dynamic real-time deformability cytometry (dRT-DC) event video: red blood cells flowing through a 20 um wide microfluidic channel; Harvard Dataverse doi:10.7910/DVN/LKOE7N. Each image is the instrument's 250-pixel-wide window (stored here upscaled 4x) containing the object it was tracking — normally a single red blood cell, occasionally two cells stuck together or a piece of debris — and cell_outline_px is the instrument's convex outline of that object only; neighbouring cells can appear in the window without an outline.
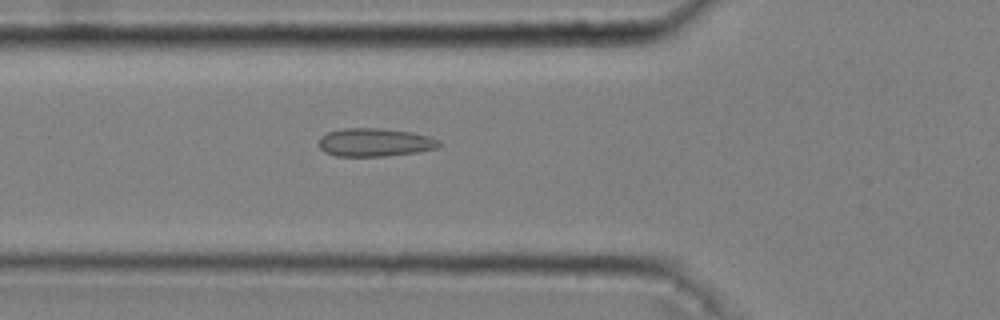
{"species": "common noctule bat (a hibernating species)", "species_latin": "Nyctalus noctula", "temperature_condition": "cold", "stored_images_in_passage": 39, "camera_frame_rate_fps": 3000, "um_per_image_px": 0.085, "animal": {"sex": "male", "body_mass_g": 20.4}, "frame": {"image": 1, "passage_image": 9, "time_ms": 2.667, "image_size_px": [1000, 320], "cell_outline_px": [[440, 144], [436, 148], [420, 152], [384, 156], [336, 156], [324, 152], [320, 148], [320, 136], [328, 132], [344, 128], [380, 128], [412, 132], [428, 136], [440, 140]], "centroid_in_image_um": [31.87, 12.1], "position_along_channel_um": 93.9, "area_um2": 19.83}}
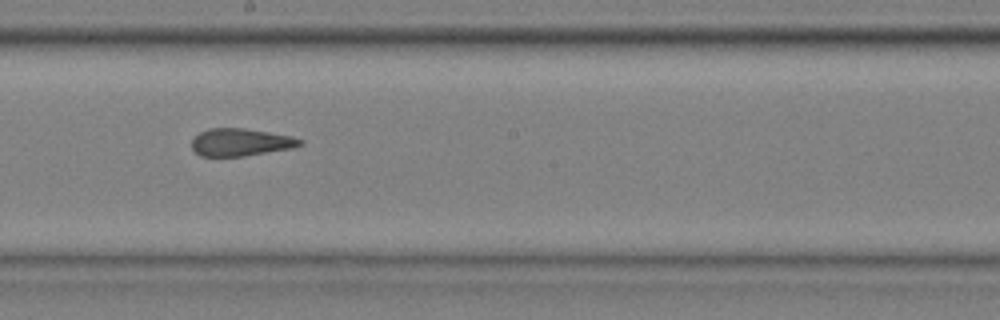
{"frame": {"image": 2, "passage_image": 20, "time_ms": 6.333, "image_size_px": [1000, 320], "cell_outline_px": [[304, 144], [292, 148], [244, 156], [200, 156], [192, 148], [192, 140], [200, 132], [208, 128], [244, 128], [292, 136], [304, 140]], "centroid_in_image_um": [20.48, 12.09], "position_along_channel_um": 227.7, "area_um2": 17.34}}
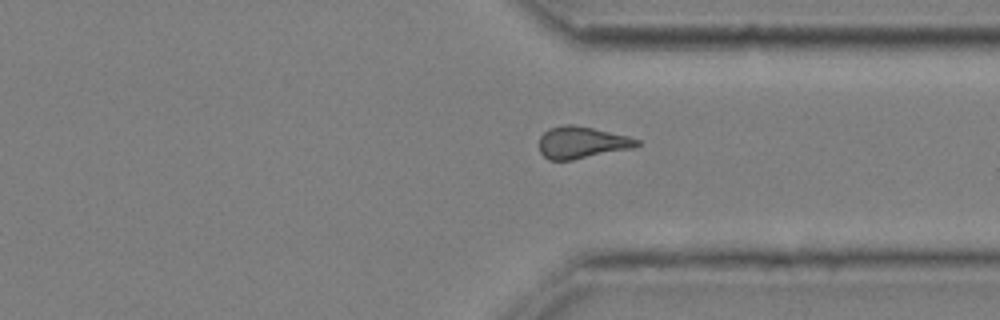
{"frame": {"image": 3, "passage_image": 31, "time_ms": 10.0, "image_size_px": [1000, 320], "cell_outline_px": [[640, 144], [632, 148], [572, 160], [548, 160], [540, 152], [540, 136], [548, 128], [564, 124], [576, 124], [628, 136], [640, 140]], "centroid_in_image_um": [49.43, 12.1], "position_along_channel_um": 362.0, "area_um2": 18.21}, "authors_computed_cell_mechanics": {"area_um2": 18.1492, "velocity_mm_per_s": 3.6423, "shape_relaxation_time_tau1_ms": null, "shape_relaxation_time_tau2_ms": 2.3452, "deformation_change_tau1": null, "deformation_change_tau2": 0.0789}}